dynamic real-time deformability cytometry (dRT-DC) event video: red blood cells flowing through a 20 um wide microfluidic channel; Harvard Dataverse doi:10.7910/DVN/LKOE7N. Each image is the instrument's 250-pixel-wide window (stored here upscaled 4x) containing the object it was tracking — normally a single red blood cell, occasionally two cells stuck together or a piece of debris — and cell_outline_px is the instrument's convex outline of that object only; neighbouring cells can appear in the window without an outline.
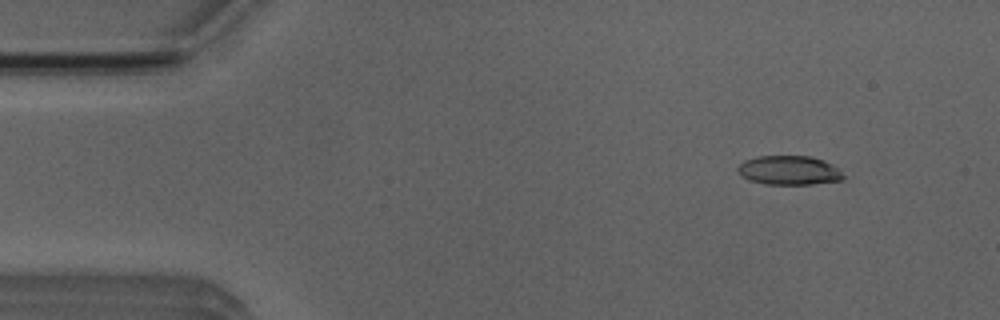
{"species": "Egyptian fruit bat (a non-hibernating species)", "species_latin": "Rousettus aegyptiacus", "temperature_condition": "room temperature", "stored_images_in_passage": 7, "camera_frame_rate_fps": 3000, "um_per_image_px": 0.085, "animal": {"sex": "male"}, "frame": {"image": 1, "passage_image": 2, "time_ms": 1.0, "image_size_px": [1000, 320], "cell_outline_px": [[844, 180], [812, 184], [764, 184], [748, 180], [740, 176], [736, 168], [744, 160], [760, 156], [808, 156], [824, 160], [836, 168], [844, 176]], "centroid_in_image_um": [67.03, 14.48], "position_along_channel_um": 18.0, "area_um2": 17.92}}